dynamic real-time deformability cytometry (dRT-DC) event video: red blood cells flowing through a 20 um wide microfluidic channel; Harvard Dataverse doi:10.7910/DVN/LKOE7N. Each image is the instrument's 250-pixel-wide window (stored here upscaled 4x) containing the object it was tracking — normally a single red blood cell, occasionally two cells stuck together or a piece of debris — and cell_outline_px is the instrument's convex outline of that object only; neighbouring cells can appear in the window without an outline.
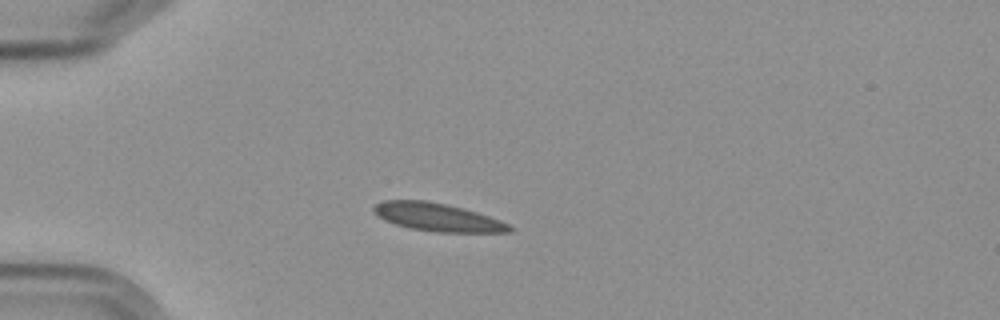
{"species": "Egyptian fruit bat (a non-hibernating species)", "species_latin": "Rousettus aegyptiacus", "temperature_condition": "cold", "stored_images_in_passage": 5, "camera_frame_rate_fps": 3000, "um_per_image_px": 0.085, "frame": {"image": 1, "passage_image": 3, "time_ms": 2.333, "image_size_px": [1000, 320], "cell_outline_px": [[516, 228], [512, 232], [436, 232], [408, 228], [384, 220], [372, 212], [372, 208], [376, 204], [384, 200], [424, 200], [464, 208], [500, 220]], "centroid_in_image_um": [37.18, 18.47], "position_along_channel_um": 47.8, "area_um2": 22.2}}
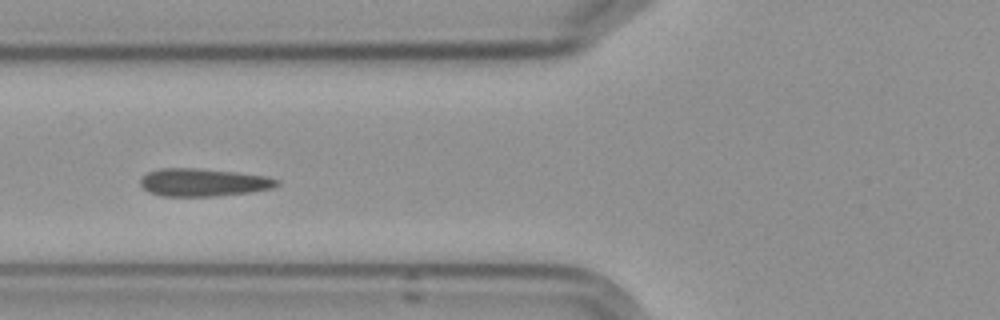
{"frame": {"image": 2, "passage_image": 5, "time_ms": 4.667, "image_size_px": [1000, 320], "cell_outline_px": [[280, 184], [272, 188], [252, 192], [216, 196], [160, 196], [148, 192], [140, 184], [140, 180], [148, 172], [160, 168], [196, 168], [236, 172], [264, 176], [280, 180]], "centroid_in_image_um": [17.28, 15.51], "position_along_channel_um": 108.5, "area_um2": 22.14}}